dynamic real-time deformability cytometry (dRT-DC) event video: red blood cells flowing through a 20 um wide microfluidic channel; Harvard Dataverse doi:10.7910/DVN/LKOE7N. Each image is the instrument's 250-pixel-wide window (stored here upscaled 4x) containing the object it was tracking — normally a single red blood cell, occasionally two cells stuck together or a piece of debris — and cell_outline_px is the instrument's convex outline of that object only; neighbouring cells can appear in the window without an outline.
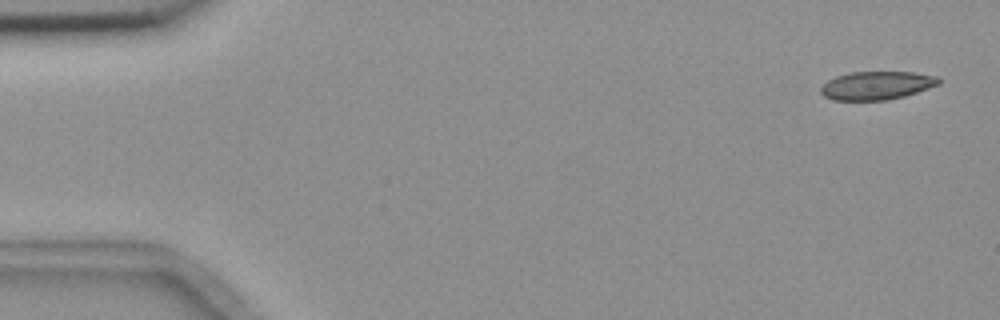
{"species": "common noctule bat (a hibernating species)", "species_latin": "Nyctalus noctula", "temperature_condition": "room temperature", "stored_images_in_passage": 5, "segment_of_instrument_passage": [2, 2], "camera_frame_rate_fps": 3000, "um_per_image_px": 0.085, "animal": {"sex": "female", "body_mass_g": 18.4}, "frame": {"image": 1, "passage_image": 5, "time_ms": 5.333, "image_size_px": [1000, 320], "cell_outline_px": [[940, 84], [904, 96], [888, 100], [832, 100], [824, 96], [820, 92], [820, 88], [828, 80], [836, 76], [852, 72], [912, 72], [940, 76]], "centroid_in_image_um": [74.53, 7.26], "position_along_channel_um": 10.5, "area_um2": 19.48}}